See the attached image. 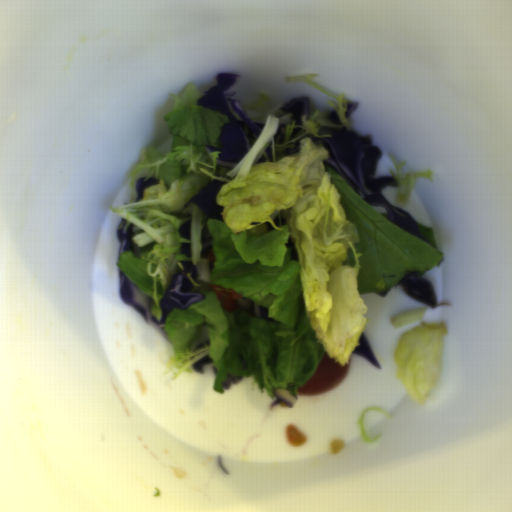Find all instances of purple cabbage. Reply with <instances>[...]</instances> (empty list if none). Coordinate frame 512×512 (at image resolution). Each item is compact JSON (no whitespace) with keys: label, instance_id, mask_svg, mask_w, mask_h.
<instances>
[{"label":"purple cabbage","instance_id":"purple-cabbage-1","mask_svg":"<svg viewBox=\"0 0 512 512\" xmlns=\"http://www.w3.org/2000/svg\"><path fill=\"white\" fill-rule=\"evenodd\" d=\"M317 134L329 137L311 134L299 136L296 141L287 143L293 147L275 150L276 160L282 154L298 151L302 138H310L313 145H323L329 152L324 161L327 167L335 170L378 213L428 244L419 223L383 196L384 186L399 187L397 180L389 176L374 178L377 160L382 156L381 148L373 143L374 135H360L341 126L321 127Z\"/></svg>","mask_w":512,"mask_h":512},{"label":"purple cabbage","instance_id":"purple-cabbage-2","mask_svg":"<svg viewBox=\"0 0 512 512\" xmlns=\"http://www.w3.org/2000/svg\"><path fill=\"white\" fill-rule=\"evenodd\" d=\"M216 84L197 99V105L206 109L219 110L227 115L229 123L221 127V147L205 146L207 151H220L218 167L233 169L250 150L248 138L256 139L264 129V123L252 119L239 100L230 98L241 86L239 74L217 72Z\"/></svg>","mask_w":512,"mask_h":512},{"label":"purple cabbage","instance_id":"purple-cabbage-3","mask_svg":"<svg viewBox=\"0 0 512 512\" xmlns=\"http://www.w3.org/2000/svg\"><path fill=\"white\" fill-rule=\"evenodd\" d=\"M183 270L175 273L162 297L159 299L161 318L158 320L152 312L155 299L145 294L137 285H135L121 270H118V286L121 300L129 306H132L137 312L143 315L146 323L153 326L163 336H165L173 344L164 325L170 311L173 309L184 310L191 305L202 302L206 294L200 293V289H196L190 293L194 285L188 278V273H191V278L195 283L199 277V272L192 260H181ZM175 345V344H174Z\"/></svg>","mask_w":512,"mask_h":512},{"label":"purple cabbage","instance_id":"purple-cabbage-4","mask_svg":"<svg viewBox=\"0 0 512 512\" xmlns=\"http://www.w3.org/2000/svg\"><path fill=\"white\" fill-rule=\"evenodd\" d=\"M226 183L228 182H224L218 179L208 181L206 186L199 188L198 192L184 206L181 207V212L188 208L191 203H194L208 217L222 222L223 215L221 214V211H224L225 207L219 205L216 202V199L217 193Z\"/></svg>","mask_w":512,"mask_h":512},{"label":"purple cabbage","instance_id":"purple-cabbage-5","mask_svg":"<svg viewBox=\"0 0 512 512\" xmlns=\"http://www.w3.org/2000/svg\"><path fill=\"white\" fill-rule=\"evenodd\" d=\"M398 283L409 296L426 303L425 307L430 309L436 306L434 288L420 270H412L406 273L399 279Z\"/></svg>","mask_w":512,"mask_h":512},{"label":"purple cabbage","instance_id":"purple-cabbage-6","mask_svg":"<svg viewBox=\"0 0 512 512\" xmlns=\"http://www.w3.org/2000/svg\"><path fill=\"white\" fill-rule=\"evenodd\" d=\"M136 225L129 219L121 217L120 225L116 230V238L119 244L118 254L121 252H132L135 258H142L138 245L132 240L136 235L133 232Z\"/></svg>","mask_w":512,"mask_h":512},{"label":"purple cabbage","instance_id":"purple-cabbage-7","mask_svg":"<svg viewBox=\"0 0 512 512\" xmlns=\"http://www.w3.org/2000/svg\"><path fill=\"white\" fill-rule=\"evenodd\" d=\"M279 111L291 114L294 124L302 126L310 117V99L306 96L292 98Z\"/></svg>","mask_w":512,"mask_h":512},{"label":"purple cabbage","instance_id":"purple-cabbage-8","mask_svg":"<svg viewBox=\"0 0 512 512\" xmlns=\"http://www.w3.org/2000/svg\"><path fill=\"white\" fill-rule=\"evenodd\" d=\"M234 301L239 305V308H241L242 310L251 314L254 317H257L259 319L270 320L273 322L275 320L273 317H269L268 307L262 306L252 300L246 299L241 296L239 299Z\"/></svg>","mask_w":512,"mask_h":512},{"label":"purple cabbage","instance_id":"purple-cabbage-9","mask_svg":"<svg viewBox=\"0 0 512 512\" xmlns=\"http://www.w3.org/2000/svg\"><path fill=\"white\" fill-rule=\"evenodd\" d=\"M211 342V333L208 325L199 327L196 335L188 342V351H195L203 347L204 343L207 345Z\"/></svg>","mask_w":512,"mask_h":512},{"label":"purple cabbage","instance_id":"purple-cabbage-10","mask_svg":"<svg viewBox=\"0 0 512 512\" xmlns=\"http://www.w3.org/2000/svg\"><path fill=\"white\" fill-rule=\"evenodd\" d=\"M352 354H359V355L363 356L368 361H370L372 364H374L375 366H377L378 368L381 369L379 363L377 362V360L369 346V343H368L363 331L359 335V345H356L354 347Z\"/></svg>","mask_w":512,"mask_h":512},{"label":"purple cabbage","instance_id":"purple-cabbage-11","mask_svg":"<svg viewBox=\"0 0 512 512\" xmlns=\"http://www.w3.org/2000/svg\"><path fill=\"white\" fill-rule=\"evenodd\" d=\"M273 396H274L276 401L272 402V404L270 406L271 410L275 406L281 405L282 403H284L288 407L289 406H293L294 403L297 401V397L294 394L289 392L287 389H283V388H277L274 391Z\"/></svg>","mask_w":512,"mask_h":512},{"label":"purple cabbage","instance_id":"purple-cabbage-12","mask_svg":"<svg viewBox=\"0 0 512 512\" xmlns=\"http://www.w3.org/2000/svg\"><path fill=\"white\" fill-rule=\"evenodd\" d=\"M148 175H141L136 181L137 196L135 201H142L144 197V189L151 185H159L160 179L155 177L147 178ZM146 179V180H145Z\"/></svg>","mask_w":512,"mask_h":512},{"label":"purple cabbage","instance_id":"purple-cabbage-13","mask_svg":"<svg viewBox=\"0 0 512 512\" xmlns=\"http://www.w3.org/2000/svg\"><path fill=\"white\" fill-rule=\"evenodd\" d=\"M213 359L212 357L210 356L209 352L202 356L201 358H199L198 360H196L194 363L191 364L192 366V369L195 371V372H199L201 375L204 371V366L206 363H213Z\"/></svg>","mask_w":512,"mask_h":512},{"label":"purple cabbage","instance_id":"purple-cabbage-14","mask_svg":"<svg viewBox=\"0 0 512 512\" xmlns=\"http://www.w3.org/2000/svg\"><path fill=\"white\" fill-rule=\"evenodd\" d=\"M242 379V375L239 376H232L231 374L226 375L225 379L221 383L224 389H227L230 387L231 384H237Z\"/></svg>","mask_w":512,"mask_h":512},{"label":"purple cabbage","instance_id":"purple-cabbage-15","mask_svg":"<svg viewBox=\"0 0 512 512\" xmlns=\"http://www.w3.org/2000/svg\"><path fill=\"white\" fill-rule=\"evenodd\" d=\"M200 243L202 245L200 257L205 258L206 254L209 252V250L211 249V247L213 245V237L202 238Z\"/></svg>","mask_w":512,"mask_h":512},{"label":"purple cabbage","instance_id":"purple-cabbage-16","mask_svg":"<svg viewBox=\"0 0 512 512\" xmlns=\"http://www.w3.org/2000/svg\"><path fill=\"white\" fill-rule=\"evenodd\" d=\"M284 245H285V247L290 248L291 260H294V261L298 262L299 256H298L297 250H296V248L294 246V242L291 239V236L288 238L287 243H284Z\"/></svg>","mask_w":512,"mask_h":512},{"label":"purple cabbage","instance_id":"purple-cabbage-17","mask_svg":"<svg viewBox=\"0 0 512 512\" xmlns=\"http://www.w3.org/2000/svg\"><path fill=\"white\" fill-rule=\"evenodd\" d=\"M325 115H326V117L328 119V122H331V123H334V124H337V125H342V121H341V119L338 116L336 111H333V110L329 111Z\"/></svg>","mask_w":512,"mask_h":512},{"label":"purple cabbage","instance_id":"purple-cabbage-18","mask_svg":"<svg viewBox=\"0 0 512 512\" xmlns=\"http://www.w3.org/2000/svg\"><path fill=\"white\" fill-rule=\"evenodd\" d=\"M285 128H286V125H284L283 123L282 124H279L278 127H277V130H276V133L274 135V138L276 136H280V141H279V144L281 142H283L284 138H285Z\"/></svg>","mask_w":512,"mask_h":512},{"label":"purple cabbage","instance_id":"purple-cabbage-19","mask_svg":"<svg viewBox=\"0 0 512 512\" xmlns=\"http://www.w3.org/2000/svg\"><path fill=\"white\" fill-rule=\"evenodd\" d=\"M357 104H358V102H347L346 103L345 117H349L350 114L355 111Z\"/></svg>","mask_w":512,"mask_h":512},{"label":"purple cabbage","instance_id":"purple-cabbage-20","mask_svg":"<svg viewBox=\"0 0 512 512\" xmlns=\"http://www.w3.org/2000/svg\"><path fill=\"white\" fill-rule=\"evenodd\" d=\"M302 129H303L302 127H296L294 129H292L288 142L290 140H292L294 137H296L298 134H300Z\"/></svg>","mask_w":512,"mask_h":512},{"label":"purple cabbage","instance_id":"purple-cabbage-21","mask_svg":"<svg viewBox=\"0 0 512 512\" xmlns=\"http://www.w3.org/2000/svg\"><path fill=\"white\" fill-rule=\"evenodd\" d=\"M267 230H277L274 225L270 222H265Z\"/></svg>","mask_w":512,"mask_h":512},{"label":"purple cabbage","instance_id":"purple-cabbage-22","mask_svg":"<svg viewBox=\"0 0 512 512\" xmlns=\"http://www.w3.org/2000/svg\"><path fill=\"white\" fill-rule=\"evenodd\" d=\"M273 221H274L275 225H277L278 227L280 226L281 222H280L279 216L276 215Z\"/></svg>","mask_w":512,"mask_h":512},{"label":"purple cabbage","instance_id":"purple-cabbage-23","mask_svg":"<svg viewBox=\"0 0 512 512\" xmlns=\"http://www.w3.org/2000/svg\"><path fill=\"white\" fill-rule=\"evenodd\" d=\"M389 290H390V288H389V289H386V290H383V291H380V292H377V293H378V294H380L381 296H385V297H386V294H387V292H388Z\"/></svg>","mask_w":512,"mask_h":512},{"label":"purple cabbage","instance_id":"purple-cabbage-24","mask_svg":"<svg viewBox=\"0 0 512 512\" xmlns=\"http://www.w3.org/2000/svg\"><path fill=\"white\" fill-rule=\"evenodd\" d=\"M213 267H214V262L212 263L210 260H209V274L211 273V271L213 270Z\"/></svg>","mask_w":512,"mask_h":512},{"label":"purple cabbage","instance_id":"purple-cabbage-25","mask_svg":"<svg viewBox=\"0 0 512 512\" xmlns=\"http://www.w3.org/2000/svg\"><path fill=\"white\" fill-rule=\"evenodd\" d=\"M281 225H287L286 218H281Z\"/></svg>","mask_w":512,"mask_h":512},{"label":"purple cabbage","instance_id":"purple-cabbage-26","mask_svg":"<svg viewBox=\"0 0 512 512\" xmlns=\"http://www.w3.org/2000/svg\"><path fill=\"white\" fill-rule=\"evenodd\" d=\"M212 369H213V371H214V372L216 373V375H217V373H218L217 366L212 365Z\"/></svg>","mask_w":512,"mask_h":512}]
</instances>
